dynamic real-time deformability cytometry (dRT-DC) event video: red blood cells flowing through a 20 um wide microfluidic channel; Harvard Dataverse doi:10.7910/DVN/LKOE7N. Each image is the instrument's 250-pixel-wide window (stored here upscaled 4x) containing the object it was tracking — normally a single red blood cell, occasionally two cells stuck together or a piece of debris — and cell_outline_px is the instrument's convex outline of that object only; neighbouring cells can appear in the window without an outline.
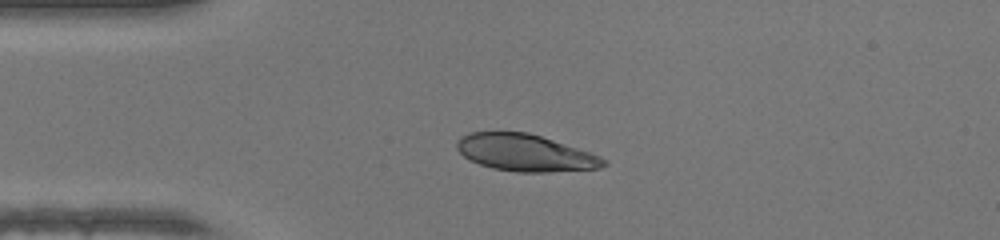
{"species": "human", "species_latin": "Homo sapiens", "temperature_condition": "warm", "stored_images_in_passage": 37, "camera_frame_rate_fps": 3000, "um_per_image_px": 0.085, "donor": {"sex": "female"}, "frame": {"image": 1, "passage_image": 1, "time_ms": 0.0, "image_size_px": [1000, 240], "cell_outline_px": [[608, 164], [600, 168], [548, 172], [516, 172], [492, 168], [480, 164], [464, 156], [456, 148], [456, 144], [460, 136], [468, 132], [528, 132], [600, 156], [608, 160]], "centroid_in_image_um": [44.63, 12.99], "position_along_channel_um": 40.4, "area_um2": 31.33}}
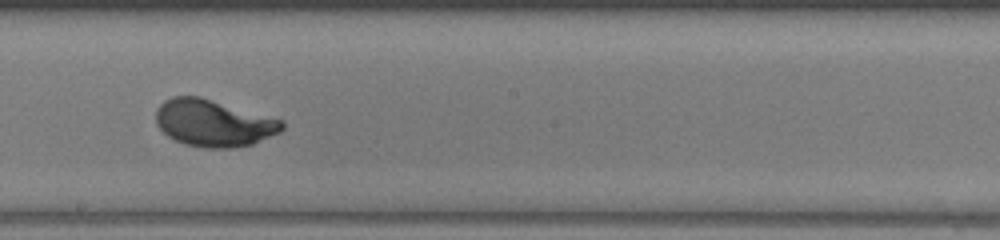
{"frame": {"image": 2, "passage_image": 16, "time_ms": 5.0, "image_size_px": [1000, 240], "cell_outline_px": [[284, 128], [280, 132], [252, 144], [232, 148], [204, 148], [184, 144], [168, 136], [156, 124], [156, 108], [164, 100], [172, 96], [200, 96], [284, 120]], "centroid_in_image_um": [18.15, 10.45], "position_along_channel_um": 230.1, "area_um2": 34.62}}
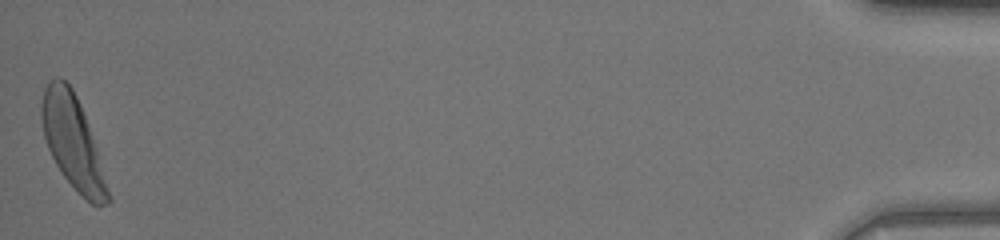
{"frame": {"image": 3, "passage_image": 37, "time_ms": 12.0, "image_size_px": [1000, 240], "cell_outline_px": [[112, 200], [108, 204], [92, 204], [64, 176], [56, 164], [48, 148], [44, 136], [40, 116], [40, 104], [44, 88], [48, 80], [56, 76], [60, 76], [72, 88], [80, 104], [96, 148]], "centroid_in_image_um": [6.14, 12.0], "position_along_channel_um": 429.1, "area_um2": 35.2}, "authors_computed_cell_mechanics": {"area_um2": 33.7552, "velocity_mm_per_s": 4.3177, "shape_relaxation_time_tau1_ms": 1.9275, "shape_relaxation_time_tau2_ms": null, "deformation_change_tau1": 0.1616, "deformation_change_tau2": null}}